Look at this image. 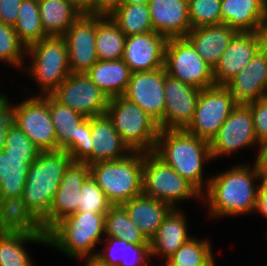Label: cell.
<instances>
[{"label": "cell", "mask_w": 267, "mask_h": 266, "mask_svg": "<svg viewBox=\"0 0 267 266\" xmlns=\"http://www.w3.org/2000/svg\"><path fill=\"white\" fill-rule=\"evenodd\" d=\"M261 182L255 165L248 161L213 173L201 194V203L208 209V219L254 215Z\"/></svg>", "instance_id": "6da1fadb"}, {"label": "cell", "mask_w": 267, "mask_h": 266, "mask_svg": "<svg viewBox=\"0 0 267 266\" xmlns=\"http://www.w3.org/2000/svg\"><path fill=\"white\" fill-rule=\"evenodd\" d=\"M153 153L190 182L201 194L210 181L204 171L212 163L210 145L184 130H160Z\"/></svg>", "instance_id": "7a4b0ae2"}, {"label": "cell", "mask_w": 267, "mask_h": 266, "mask_svg": "<svg viewBox=\"0 0 267 266\" xmlns=\"http://www.w3.org/2000/svg\"><path fill=\"white\" fill-rule=\"evenodd\" d=\"M105 217L87 211L70 214L47 232V246L72 260L96 256L105 238Z\"/></svg>", "instance_id": "3957f363"}, {"label": "cell", "mask_w": 267, "mask_h": 266, "mask_svg": "<svg viewBox=\"0 0 267 266\" xmlns=\"http://www.w3.org/2000/svg\"><path fill=\"white\" fill-rule=\"evenodd\" d=\"M72 163L68 152L61 149L41 151L37 159L31 163L22 197L41 222L47 218L60 181Z\"/></svg>", "instance_id": "277c9868"}, {"label": "cell", "mask_w": 267, "mask_h": 266, "mask_svg": "<svg viewBox=\"0 0 267 266\" xmlns=\"http://www.w3.org/2000/svg\"><path fill=\"white\" fill-rule=\"evenodd\" d=\"M27 60L22 74L28 75L38 87L36 89L38 91L28 88L30 92L27 95H51L71 74L68 62V46L64 37L48 36L30 45L27 48Z\"/></svg>", "instance_id": "5b68a950"}, {"label": "cell", "mask_w": 267, "mask_h": 266, "mask_svg": "<svg viewBox=\"0 0 267 266\" xmlns=\"http://www.w3.org/2000/svg\"><path fill=\"white\" fill-rule=\"evenodd\" d=\"M144 152L89 165L90 175L113 206L142 194Z\"/></svg>", "instance_id": "8992f818"}, {"label": "cell", "mask_w": 267, "mask_h": 266, "mask_svg": "<svg viewBox=\"0 0 267 266\" xmlns=\"http://www.w3.org/2000/svg\"><path fill=\"white\" fill-rule=\"evenodd\" d=\"M131 151L153 152L160 128L137 104L123 96L109 98L105 113Z\"/></svg>", "instance_id": "52a82bcc"}, {"label": "cell", "mask_w": 267, "mask_h": 266, "mask_svg": "<svg viewBox=\"0 0 267 266\" xmlns=\"http://www.w3.org/2000/svg\"><path fill=\"white\" fill-rule=\"evenodd\" d=\"M142 182V194L162 201L173 209H181L186 200L201 203V193L153 152H144Z\"/></svg>", "instance_id": "ba28073f"}, {"label": "cell", "mask_w": 267, "mask_h": 266, "mask_svg": "<svg viewBox=\"0 0 267 266\" xmlns=\"http://www.w3.org/2000/svg\"><path fill=\"white\" fill-rule=\"evenodd\" d=\"M164 68L168 75L200 90L216 85L213 68L186 38H170L165 47Z\"/></svg>", "instance_id": "9c48e42d"}, {"label": "cell", "mask_w": 267, "mask_h": 266, "mask_svg": "<svg viewBox=\"0 0 267 266\" xmlns=\"http://www.w3.org/2000/svg\"><path fill=\"white\" fill-rule=\"evenodd\" d=\"M238 103L224 85L202 89L187 132L210 142Z\"/></svg>", "instance_id": "30bf717a"}, {"label": "cell", "mask_w": 267, "mask_h": 266, "mask_svg": "<svg viewBox=\"0 0 267 266\" xmlns=\"http://www.w3.org/2000/svg\"><path fill=\"white\" fill-rule=\"evenodd\" d=\"M213 162L243 150L256 152L259 141L256 137L253 115L247 104L238 103L222 124L218 133L209 142Z\"/></svg>", "instance_id": "8fae6325"}, {"label": "cell", "mask_w": 267, "mask_h": 266, "mask_svg": "<svg viewBox=\"0 0 267 266\" xmlns=\"http://www.w3.org/2000/svg\"><path fill=\"white\" fill-rule=\"evenodd\" d=\"M17 127L40 151L57 150L56 132L49 109V95H27L22 101H18Z\"/></svg>", "instance_id": "7c38bea8"}, {"label": "cell", "mask_w": 267, "mask_h": 266, "mask_svg": "<svg viewBox=\"0 0 267 266\" xmlns=\"http://www.w3.org/2000/svg\"><path fill=\"white\" fill-rule=\"evenodd\" d=\"M51 95L87 118L105 114L109 102L85 73H71Z\"/></svg>", "instance_id": "4fadbf2b"}, {"label": "cell", "mask_w": 267, "mask_h": 266, "mask_svg": "<svg viewBox=\"0 0 267 266\" xmlns=\"http://www.w3.org/2000/svg\"><path fill=\"white\" fill-rule=\"evenodd\" d=\"M165 77L164 67L151 71L132 72L123 95L153 118L158 123L160 130H164Z\"/></svg>", "instance_id": "5bb4252c"}, {"label": "cell", "mask_w": 267, "mask_h": 266, "mask_svg": "<svg viewBox=\"0 0 267 266\" xmlns=\"http://www.w3.org/2000/svg\"><path fill=\"white\" fill-rule=\"evenodd\" d=\"M267 31L238 32L213 68L216 85H226L266 45Z\"/></svg>", "instance_id": "9a60e30c"}, {"label": "cell", "mask_w": 267, "mask_h": 266, "mask_svg": "<svg viewBox=\"0 0 267 266\" xmlns=\"http://www.w3.org/2000/svg\"><path fill=\"white\" fill-rule=\"evenodd\" d=\"M68 46L71 73H86L98 60L96 15L82 14L63 36Z\"/></svg>", "instance_id": "2e32d148"}, {"label": "cell", "mask_w": 267, "mask_h": 266, "mask_svg": "<svg viewBox=\"0 0 267 266\" xmlns=\"http://www.w3.org/2000/svg\"><path fill=\"white\" fill-rule=\"evenodd\" d=\"M200 89L166 73L164 130H184L191 123Z\"/></svg>", "instance_id": "e0dca14e"}, {"label": "cell", "mask_w": 267, "mask_h": 266, "mask_svg": "<svg viewBox=\"0 0 267 266\" xmlns=\"http://www.w3.org/2000/svg\"><path fill=\"white\" fill-rule=\"evenodd\" d=\"M89 176L90 169L86 163H72L68 167L52 200L47 218L42 222L47 232L62 218L77 212L80 189Z\"/></svg>", "instance_id": "ac0fdd59"}, {"label": "cell", "mask_w": 267, "mask_h": 266, "mask_svg": "<svg viewBox=\"0 0 267 266\" xmlns=\"http://www.w3.org/2000/svg\"><path fill=\"white\" fill-rule=\"evenodd\" d=\"M167 40L154 31L127 36L122 60L132 72L163 68Z\"/></svg>", "instance_id": "d6986e66"}, {"label": "cell", "mask_w": 267, "mask_h": 266, "mask_svg": "<svg viewBox=\"0 0 267 266\" xmlns=\"http://www.w3.org/2000/svg\"><path fill=\"white\" fill-rule=\"evenodd\" d=\"M225 86L237 103L267 98V43Z\"/></svg>", "instance_id": "ffe728a7"}, {"label": "cell", "mask_w": 267, "mask_h": 266, "mask_svg": "<svg viewBox=\"0 0 267 266\" xmlns=\"http://www.w3.org/2000/svg\"><path fill=\"white\" fill-rule=\"evenodd\" d=\"M148 6L154 32L170 39L185 38L191 30L188 0H150Z\"/></svg>", "instance_id": "44dd1931"}, {"label": "cell", "mask_w": 267, "mask_h": 266, "mask_svg": "<svg viewBox=\"0 0 267 266\" xmlns=\"http://www.w3.org/2000/svg\"><path fill=\"white\" fill-rule=\"evenodd\" d=\"M182 209H173L164 219L155 236L149 241L151 261L158 258L161 259L159 262L168 259L193 237L189 233L188 215Z\"/></svg>", "instance_id": "7402d4cb"}, {"label": "cell", "mask_w": 267, "mask_h": 266, "mask_svg": "<svg viewBox=\"0 0 267 266\" xmlns=\"http://www.w3.org/2000/svg\"><path fill=\"white\" fill-rule=\"evenodd\" d=\"M222 23L238 32L267 31V0H221Z\"/></svg>", "instance_id": "603a6c76"}, {"label": "cell", "mask_w": 267, "mask_h": 266, "mask_svg": "<svg viewBox=\"0 0 267 266\" xmlns=\"http://www.w3.org/2000/svg\"><path fill=\"white\" fill-rule=\"evenodd\" d=\"M237 33L236 29L221 23L191 28L185 38L201 58L214 68Z\"/></svg>", "instance_id": "cb8c5ba5"}, {"label": "cell", "mask_w": 267, "mask_h": 266, "mask_svg": "<svg viewBox=\"0 0 267 266\" xmlns=\"http://www.w3.org/2000/svg\"><path fill=\"white\" fill-rule=\"evenodd\" d=\"M92 164L118 160L132 151L122 141L106 114L91 117Z\"/></svg>", "instance_id": "d4e9b609"}, {"label": "cell", "mask_w": 267, "mask_h": 266, "mask_svg": "<svg viewBox=\"0 0 267 266\" xmlns=\"http://www.w3.org/2000/svg\"><path fill=\"white\" fill-rule=\"evenodd\" d=\"M121 206L148 241L155 236L164 219L173 210L168 204L144 194L132 198Z\"/></svg>", "instance_id": "484cf974"}, {"label": "cell", "mask_w": 267, "mask_h": 266, "mask_svg": "<svg viewBox=\"0 0 267 266\" xmlns=\"http://www.w3.org/2000/svg\"><path fill=\"white\" fill-rule=\"evenodd\" d=\"M108 98L123 96L132 71L122 60H98L86 73Z\"/></svg>", "instance_id": "4316f807"}, {"label": "cell", "mask_w": 267, "mask_h": 266, "mask_svg": "<svg viewBox=\"0 0 267 266\" xmlns=\"http://www.w3.org/2000/svg\"><path fill=\"white\" fill-rule=\"evenodd\" d=\"M0 231L47 235L42 222L28 208L23 197L0 199Z\"/></svg>", "instance_id": "83f0119b"}, {"label": "cell", "mask_w": 267, "mask_h": 266, "mask_svg": "<svg viewBox=\"0 0 267 266\" xmlns=\"http://www.w3.org/2000/svg\"><path fill=\"white\" fill-rule=\"evenodd\" d=\"M47 246V235L0 231V266H34L26 245Z\"/></svg>", "instance_id": "f1b7e54d"}, {"label": "cell", "mask_w": 267, "mask_h": 266, "mask_svg": "<svg viewBox=\"0 0 267 266\" xmlns=\"http://www.w3.org/2000/svg\"><path fill=\"white\" fill-rule=\"evenodd\" d=\"M38 6L47 36L63 37L82 15L69 0H38Z\"/></svg>", "instance_id": "f546056e"}, {"label": "cell", "mask_w": 267, "mask_h": 266, "mask_svg": "<svg viewBox=\"0 0 267 266\" xmlns=\"http://www.w3.org/2000/svg\"><path fill=\"white\" fill-rule=\"evenodd\" d=\"M31 162L0 151V199L22 197Z\"/></svg>", "instance_id": "4dcf8cb0"}, {"label": "cell", "mask_w": 267, "mask_h": 266, "mask_svg": "<svg viewBox=\"0 0 267 266\" xmlns=\"http://www.w3.org/2000/svg\"><path fill=\"white\" fill-rule=\"evenodd\" d=\"M49 109L55 127L57 150H67L78 138L79 125L87 118L49 95Z\"/></svg>", "instance_id": "1f68e13d"}, {"label": "cell", "mask_w": 267, "mask_h": 266, "mask_svg": "<svg viewBox=\"0 0 267 266\" xmlns=\"http://www.w3.org/2000/svg\"><path fill=\"white\" fill-rule=\"evenodd\" d=\"M125 34L110 16H96V51L99 60L122 59Z\"/></svg>", "instance_id": "d6a6232c"}, {"label": "cell", "mask_w": 267, "mask_h": 266, "mask_svg": "<svg viewBox=\"0 0 267 266\" xmlns=\"http://www.w3.org/2000/svg\"><path fill=\"white\" fill-rule=\"evenodd\" d=\"M211 239L194 236L185 242L168 259L159 262L162 264H178L181 266H216ZM162 263V264H161Z\"/></svg>", "instance_id": "836d02e7"}, {"label": "cell", "mask_w": 267, "mask_h": 266, "mask_svg": "<svg viewBox=\"0 0 267 266\" xmlns=\"http://www.w3.org/2000/svg\"><path fill=\"white\" fill-rule=\"evenodd\" d=\"M110 18L125 36L145 34L154 31L148 5H120Z\"/></svg>", "instance_id": "e575fe53"}, {"label": "cell", "mask_w": 267, "mask_h": 266, "mask_svg": "<svg viewBox=\"0 0 267 266\" xmlns=\"http://www.w3.org/2000/svg\"><path fill=\"white\" fill-rule=\"evenodd\" d=\"M13 28L26 48L48 37L41 24L38 0L22 1L17 22Z\"/></svg>", "instance_id": "d590c367"}, {"label": "cell", "mask_w": 267, "mask_h": 266, "mask_svg": "<svg viewBox=\"0 0 267 266\" xmlns=\"http://www.w3.org/2000/svg\"><path fill=\"white\" fill-rule=\"evenodd\" d=\"M105 236L123 238L134 244H150L121 205L112 206L105 217Z\"/></svg>", "instance_id": "8d00e7d4"}, {"label": "cell", "mask_w": 267, "mask_h": 266, "mask_svg": "<svg viewBox=\"0 0 267 266\" xmlns=\"http://www.w3.org/2000/svg\"><path fill=\"white\" fill-rule=\"evenodd\" d=\"M26 46L19 40L12 26L0 22V63L22 73L26 63Z\"/></svg>", "instance_id": "74e56055"}, {"label": "cell", "mask_w": 267, "mask_h": 266, "mask_svg": "<svg viewBox=\"0 0 267 266\" xmlns=\"http://www.w3.org/2000/svg\"><path fill=\"white\" fill-rule=\"evenodd\" d=\"M221 0H188L191 28L222 23Z\"/></svg>", "instance_id": "f35d334b"}, {"label": "cell", "mask_w": 267, "mask_h": 266, "mask_svg": "<svg viewBox=\"0 0 267 266\" xmlns=\"http://www.w3.org/2000/svg\"><path fill=\"white\" fill-rule=\"evenodd\" d=\"M77 212L107 213L113 206L91 175L80 189Z\"/></svg>", "instance_id": "ab89813d"}, {"label": "cell", "mask_w": 267, "mask_h": 266, "mask_svg": "<svg viewBox=\"0 0 267 266\" xmlns=\"http://www.w3.org/2000/svg\"><path fill=\"white\" fill-rule=\"evenodd\" d=\"M4 152L9 156L26 157L33 163L41 151L18 127L9 129L6 135Z\"/></svg>", "instance_id": "60d3db41"}, {"label": "cell", "mask_w": 267, "mask_h": 266, "mask_svg": "<svg viewBox=\"0 0 267 266\" xmlns=\"http://www.w3.org/2000/svg\"><path fill=\"white\" fill-rule=\"evenodd\" d=\"M66 151L73 163L92 164L91 118H86L79 125L78 138Z\"/></svg>", "instance_id": "b9f144b4"}, {"label": "cell", "mask_w": 267, "mask_h": 266, "mask_svg": "<svg viewBox=\"0 0 267 266\" xmlns=\"http://www.w3.org/2000/svg\"><path fill=\"white\" fill-rule=\"evenodd\" d=\"M127 241L123 238H113L105 236L100 243L103 249L99 248L96 257L109 266H119L125 264V254Z\"/></svg>", "instance_id": "7bdbcfd3"}, {"label": "cell", "mask_w": 267, "mask_h": 266, "mask_svg": "<svg viewBox=\"0 0 267 266\" xmlns=\"http://www.w3.org/2000/svg\"><path fill=\"white\" fill-rule=\"evenodd\" d=\"M10 100L9 95L0 98V151L4 150L8 130L17 127L18 101Z\"/></svg>", "instance_id": "ee69618b"}, {"label": "cell", "mask_w": 267, "mask_h": 266, "mask_svg": "<svg viewBox=\"0 0 267 266\" xmlns=\"http://www.w3.org/2000/svg\"><path fill=\"white\" fill-rule=\"evenodd\" d=\"M253 115V123L259 144L267 142V98L246 103Z\"/></svg>", "instance_id": "f6af8a7d"}, {"label": "cell", "mask_w": 267, "mask_h": 266, "mask_svg": "<svg viewBox=\"0 0 267 266\" xmlns=\"http://www.w3.org/2000/svg\"><path fill=\"white\" fill-rule=\"evenodd\" d=\"M150 244H134L128 242L126 245L125 264L119 266H151Z\"/></svg>", "instance_id": "bcb514c9"}, {"label": "cell", "mask_w": 267, "mask_h": 266, "mask_svg": "<svg viewBox=\"0 0 267 266\" xmlns=\"http://www.w3.org/2000/svg\"><path fill=\"white\" fill-rule=\"evenodd\" d=\"M23 0H0V22L14 27Z\"/></svg>", "instance_id": "7dc6e473"}, {"label": "cell", "mask_w": 267, "mask_h": 266, "mask_svg": "<svg viewBox=\"0 0 267 266\" xmlns=\"http://www.w3.org/2000/svg\"><path fill=\"white\" fill-rule=\"evenodd\" d=\"M253 159V164L262 181L267 180V142L259 144Z\"/></svg>", "instance_id": "c3c4849f"}, {"label": "cell", "mask_w": 267, "mask_h": 266, "mask_svg": "<svg viewBox=\"0 0 267 266\" xmlns=\"http://www.w3.org/2000/svg\"><path fill=\"white\" fill-rule=\"evenodd\" d=\"M120 6V0H96V16H110Z\"/></svg>", "instance_id": "681fc988"}, {"label": "cell", "mask_w": 267, "mask_h": 266, "mask_svg": "<svg viewBox=\"0 0 267 266\" xmlns=\"http://www.w3.org/2000/svg\"><path fill=\"white\" fill-rule=\"evenodd\" d=\"M255 214L263 215L267 219V184L262 181L258 191L257 206Z\"/></svg>", "instance_id": "f907efd6"}, {"label": "cell", "mask_w": 267, "mask_h": 266, "mask_svg": "<svg viewBox=\"0 0 267 266\" xmlns=\"http://www.w3.org/2000/svg\"><path fill=\"white\" fill-rule=\"evenodd\" d=\"M69 1L81 14L96 15V0H69Z\"/></svg>", "instance_id": "816d5d0a"}, {"label": "cell", "mask_w": 267, "mask_h": 266, "mask_svg": "<svg viewBox=\"0 0 267 266\" xmlns=\"http://www.w3.org/2000/svg\"><path fill=\"white\" fill-rule=\"evenodd\" d=\"M78 260H83L85 263H83V266H109L106 263H103L99 258L96 256L91 257H84L80 258Z\"/></svg>", "instance_id": "f5cc1de1"}, {"label": "cell", "mask_w": 267, "mask_h": 266, "mask_svg": "<svg viewBox=\"0 0 267 266\" xmlns=\"http://www.w3.org/2000/svg\"><path fill=\"white\" fill-rule=\"evenodd\" d=\"M150 0H120V5L143 4L148 5Z\"/></svg>", "instance_id": "db71d44e"}, {"label": "cell", "mask_w": 267, "mask_h": 266, "mask_svg": "<svg viewBox=\"0 0 267 266\" xmlns=\"http://www.w3.org/2000/svg\"><path fill=\"white\" fill-rule=\"evenodd\" d=\"M1 83V82H0ZM6 95H8L7 93L5 94V93H3L1 90H0V98H2V97H5Z\"/></svg>", "instance_id": "11a10c76"}, {"label": "cell", "mask_w": 267, "mask_h": 266, "mask_svg": "<svg viewBox=\"0 0 267 266\" xmlns=\"http://www.w3.org/2000/svg\"><path fill=\"white\" fill-rule=\"evenodd\" d=\"M164 266H181V265H178V264H163Z\"/></svg>", "instance_id": "9f6ffc18"}]
</instances>
